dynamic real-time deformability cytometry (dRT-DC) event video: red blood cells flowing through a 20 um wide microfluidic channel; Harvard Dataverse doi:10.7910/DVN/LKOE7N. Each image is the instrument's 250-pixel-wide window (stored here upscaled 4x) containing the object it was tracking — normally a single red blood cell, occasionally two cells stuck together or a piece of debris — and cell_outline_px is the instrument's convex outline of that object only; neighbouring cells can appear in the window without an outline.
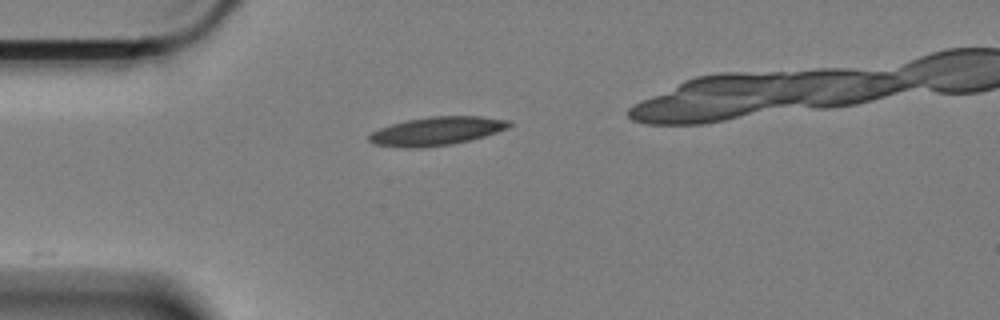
{"species": "Egyptian fruit bat (a non-hibernating species)", "species_latin": "Rousettus aegyptiacus", "temperature_condition": "cold", "stored_images_in_passage": 9, "camera_frame_rate_fps": 3000, "um_per_image_px": 0.085, "animal": {"sex": "female"}, "frame": {"image": 1, "passage_image": 1, "time_ms": 0.0, "image_size_px": [1000, 320], "cell_outline_px": [[512, 124], [508, 128], [484, 136], [452, 144], [376, 144], [368, 140], [368, 136], [372, 132], [380, 128], [392, 124], [408, 120], [428, 116], [480, 116], [512, 120]], "centroid_in_image_um": [37.26, 11.06], "position_along_channel_um": 47.7, "area_um2": 21.85}}
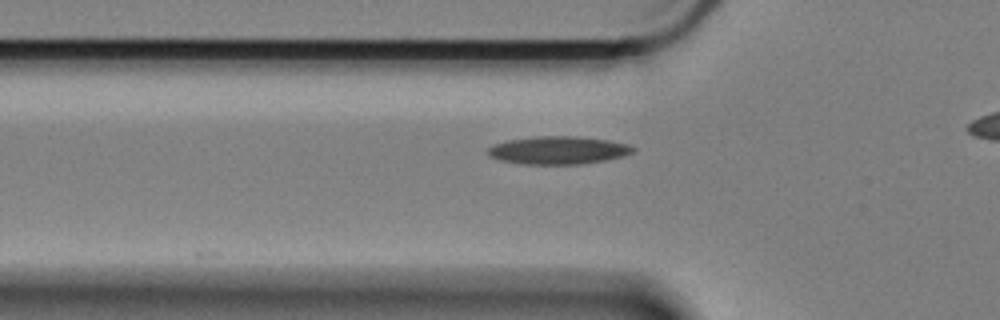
{"frame": {"image": 2, "passage_image": 5, "time_ms": 1.333, "image_size_px": [1000, 320], "cell_outline_px": [[636, 148], [632, 152], [624, 156], [604, 160], [580, 164], [520, 164], [500, 160], [488, 156], [488, 148], [492, 144], [508, 140], [536, 136], [576, 136], [608, 140], [628, 144]], "centroid_in_image_um": [47.42, 12.77], "position_along_channel_um": 78.4, "area_um2": 23.64}}
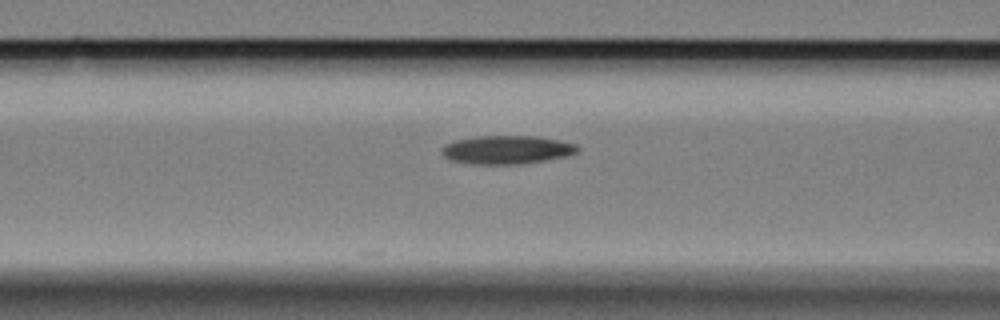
{"frame": {"image": 3, "passage_image": 9, "time_ms": 2.667, "image_size_px": [1000, 320], "cell_outline_px": [[580, 148], [576, 152], [564, 156], [544, 160], [520, 164], [472, 164], [448, 160], [440, 152], [440, 148], [444, 144], [456, 140], [476, 136], [536, 136], [576, 144]], "centroid_in_image_um": [42.99, 12.73], "position_along_channel_um": 123.6, "area_um2": 22.48}}